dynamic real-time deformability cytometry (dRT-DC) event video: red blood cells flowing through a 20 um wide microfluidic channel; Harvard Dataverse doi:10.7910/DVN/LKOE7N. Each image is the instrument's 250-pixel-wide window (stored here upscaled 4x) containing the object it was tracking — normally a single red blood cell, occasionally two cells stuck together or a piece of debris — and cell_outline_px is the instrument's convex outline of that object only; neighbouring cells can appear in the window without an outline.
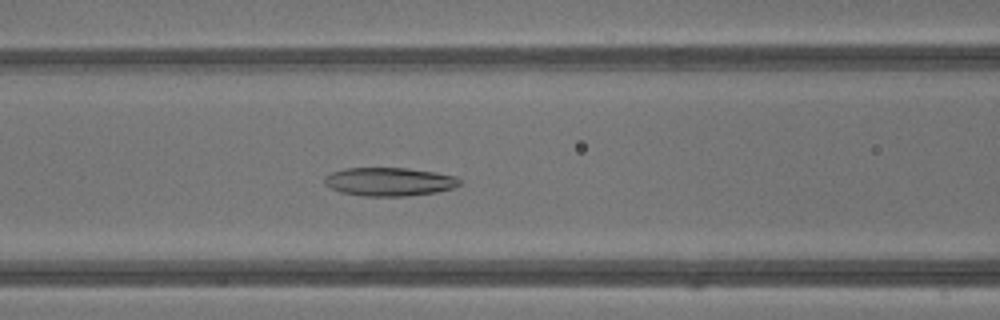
{"species": "common noctule bat (a hibernating species)", "species_latin": "Nyctalus noctula", "temperature_condition": "warm", "stored_images_in_passage": 39, "camera_frame_rate_fps": 3000, "um_per_image_px": 0.085, "animal": {"sex": "male", "body_mass_g": 13.3}, "frame": {"image": 1, "passage_image": 15, "time_ms": 4.667, "image_size_px": [1000, 320], "cell_outline_px": [[460, 184], [456, 188], [436, 192], [408, 196], [364, 196], [340, 192], [324, 184], [324, 176], [332, 172], [344, 168], [408, 168], [436, 172], [456, 176], [460, 180]], "centroid_in_image_um": [33.1, 15.44], "position_along_channel_um": 133.5, "area_um2": 22.6}}
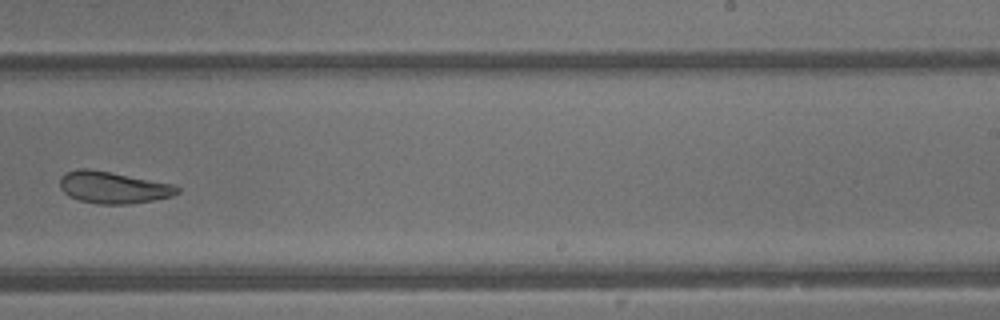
{"frame": {"image": 2, "passage_image": 24, "time_ms": 7.667, "image_size_px": [1000, 320], "cell_outline_px": [[180, 192], [172, 196], [132, 204], [100, 204], [80, 200], [68, 196], [60, 188], [60, 176], [64, 172], [80, 168], [88, 168], [176, 184], [180, 188]], "centroid_in_image_um": [9.63, 15.92], "position_along_channel_um": 279.4, "area_um2": 21.96}}
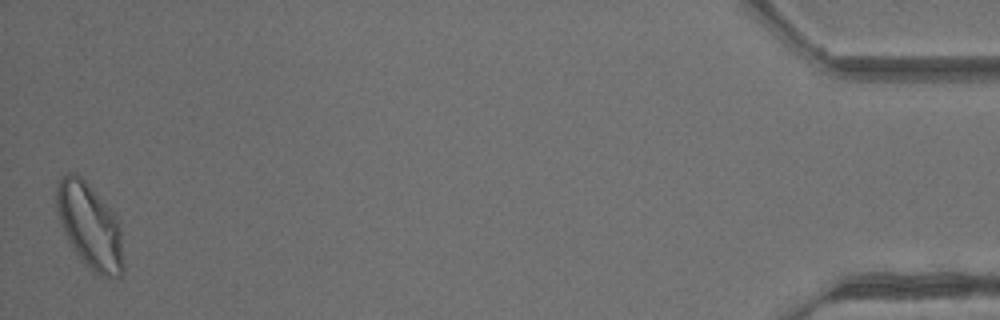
{"frame": {"image": 3, "passage_image": 39, "time_ms": 12.667, "image_size_px": [1000, 320], "cell_outline_px": [[124, 272], [120, 276], [104, 276], [92, 272], [80, 260], [72, 248], [68, 240], [56, 212], [56, 188], [60, 176], [68, 172], [76, 172], [116, 212], [120, 224], [124, 268]], "centroid_in_image_um": [7.64, 19.19], "position_along_channel_um": 427.6, "area_um2": 33.81}, "authors_computed_cell_mechanics": {"area_um2": 25.2008, "velocity_mm_per_s": 4.8739, "shape_relaxation_time_tau1_ms": 7.5397, "shape_relaxation_time_tau2_ms": 2.9415, "deformation_change_tau1": 0.1922, "deformation_change_tau2": 0.118}}